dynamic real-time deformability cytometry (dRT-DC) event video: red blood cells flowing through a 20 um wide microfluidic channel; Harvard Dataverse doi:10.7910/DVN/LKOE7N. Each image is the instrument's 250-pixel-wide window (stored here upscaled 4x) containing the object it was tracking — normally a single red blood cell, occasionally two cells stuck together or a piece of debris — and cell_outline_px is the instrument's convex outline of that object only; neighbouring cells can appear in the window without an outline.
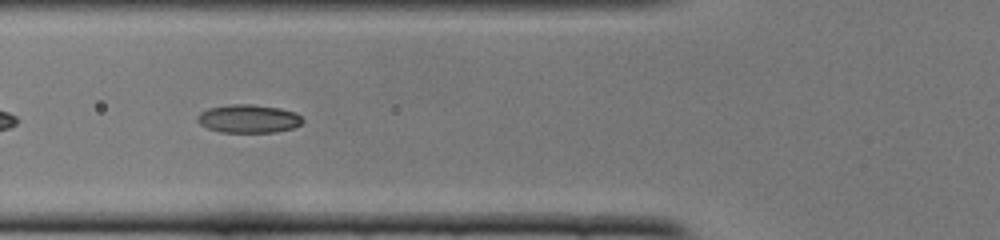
{"species": "common noctule bat (a hibernating species)", "species_latin": "Nyctalus noctula", "temperature_condition": "cold", "stored_images_in_passage": 44, "camera_frame_rate_fps": 3000, "um_per_image_px": 0.085, "animal": {"sex": "female", "body_mass_g": 22.0, "forearm_length_mm": 56.7}, "frame": {"image": 1, "passage_image": 12, "time_ms": 3.667, "image_size_px": [1000, 240], "cell_outline_px": [[304, 120], [300, 124], [292, 128], [276, 132], [220, 132], [208, 128], [200, 124], [196, 120], [196, 116], [200, 112], [208, 108], [236, 104], [252, 104], [280, 108], [296, 112]], "centroid_in_image_um": [21.11, 10.09], "position_along_channel_um": 104.7, "area_um2": 17.34}}
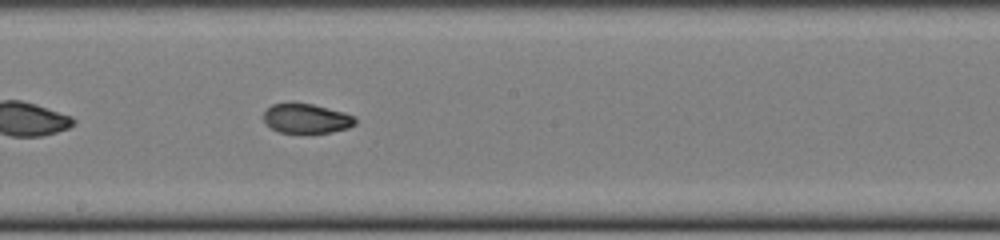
{"frame": {"image": 2, "passage_image": 21, "time_ms": 6.667, "image_size_px": [1000, 240], "cell_outline_px": [[356, 124], [348, 128], [332, 132], [280, 132], [272, 128], [264, 120], [264, 112], [272, 104], [312, 104], [344, 112], [356, 116]], "centroid_in_image_um": [26.1, 10.08], "position_along_channel_um": 222.1, "area_um2": 15.43}}
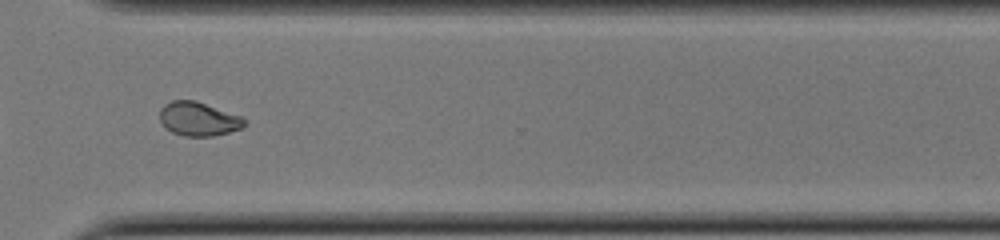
{"frame": {"image": 3, "passage_image": 31, "time_ms": 10.0, "image_size_px": [1000, 240], "cell_outline_px": [[244, 124], [240, 128], [228, 132], [212, 136], [184, 136], [172, 132], [164, 128], [160, 120], [160, 108], [164, 104], [172, 100], [196, 100], [240, 116], [244, 120]], "centroid_in_image_um": [16.8, 10.1], "position_along_channel_um": 353.8, "area_um2": 16.59}, "authors_computed_cell_mechanics": {"area_um2": 17.051, "velocity_mm_per_s": 3.9303, "shape_relaxation_time_tau1_ms": null, "shape_relaxation_time_tau2_ms": 1.881, "deformation_change_tau1": null, "deformation_change_tau2": 0.0524}}